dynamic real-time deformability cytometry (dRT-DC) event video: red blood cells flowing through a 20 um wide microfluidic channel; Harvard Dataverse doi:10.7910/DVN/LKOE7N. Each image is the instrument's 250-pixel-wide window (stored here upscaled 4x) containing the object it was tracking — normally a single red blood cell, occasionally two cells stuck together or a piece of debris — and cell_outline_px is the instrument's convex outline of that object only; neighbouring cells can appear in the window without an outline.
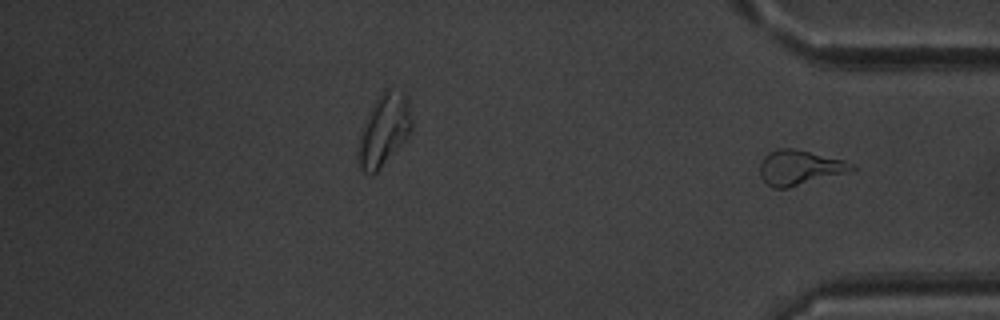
{"species": "common noctule bat (a hibernating species)", "species_latin": "Nyctalus noctula", "temperature_condition": "warm", "stored_images_in_passage": 35, "segment_of_instrument_passage": [2, 2], "camera_frame_rate_fps": 3000, "um_per_image_px": 0.085, "animal": {"sex": "male", "body_mass_g": 20.1, "forearm_length_mm": 53.5}, "frame": {"image": 1, "passage_image": 35, "time_ms": 11.333, "image_size_px": [1000, 320], "cell_outline_px": [[856, 168], [848, 172], [788, 188], [772, 188], [760, 176], [760, 164], [764, 156], [768, 152], [776, 148], [792, 148], [844, 160], [852, 164]], "centroid_in_image_um": [67.93, 14.24], "position_along_channel_um": 367.3, "area_um2": 18.5}}